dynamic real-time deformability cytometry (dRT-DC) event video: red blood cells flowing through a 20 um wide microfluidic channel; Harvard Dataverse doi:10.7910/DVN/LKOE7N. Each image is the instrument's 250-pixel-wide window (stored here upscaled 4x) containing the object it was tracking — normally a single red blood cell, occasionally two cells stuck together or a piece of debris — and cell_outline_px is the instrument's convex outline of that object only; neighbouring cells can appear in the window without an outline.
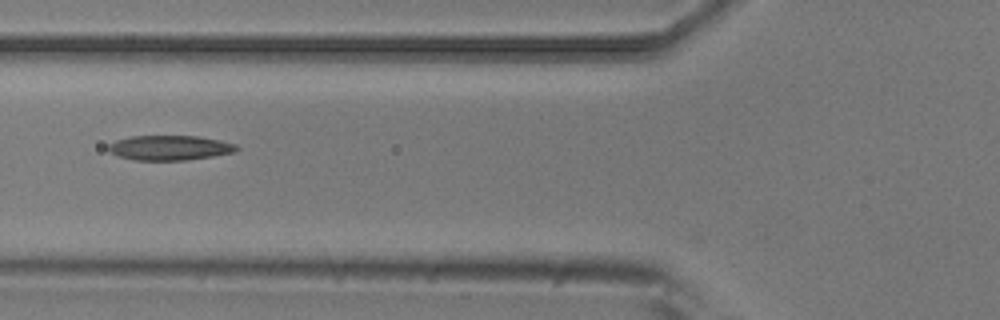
{"species": "common noctule bat (a hibernating species)", "species_latin": "Nyctalus noctula", "temperature_condition": "room temperature", "stored_images_in_passage": 6, "camera_frame_rate_fps": 3000, "um_per_image_px": 0.085, "animal": {"sex": "male", "body_mass_g": 20.5, "forearm_length_mm": 52.5}, "frame": {"image": 1, "passage_image": 6, "time_ms": 1.667, "image_size_px": [1000, 320], "cell_outline_px": [[240, 148], [236, 152], [188, 160], [136, 160], [116, 156], [108, 148], [108, 144], [116, 140], [128, 136], [200, 136], [220, 140], [236, 144]], "centroid_in_image_um": [14.45, 12.56], "position_along_channel_um": 111.4, "area_um2": 18.67}}